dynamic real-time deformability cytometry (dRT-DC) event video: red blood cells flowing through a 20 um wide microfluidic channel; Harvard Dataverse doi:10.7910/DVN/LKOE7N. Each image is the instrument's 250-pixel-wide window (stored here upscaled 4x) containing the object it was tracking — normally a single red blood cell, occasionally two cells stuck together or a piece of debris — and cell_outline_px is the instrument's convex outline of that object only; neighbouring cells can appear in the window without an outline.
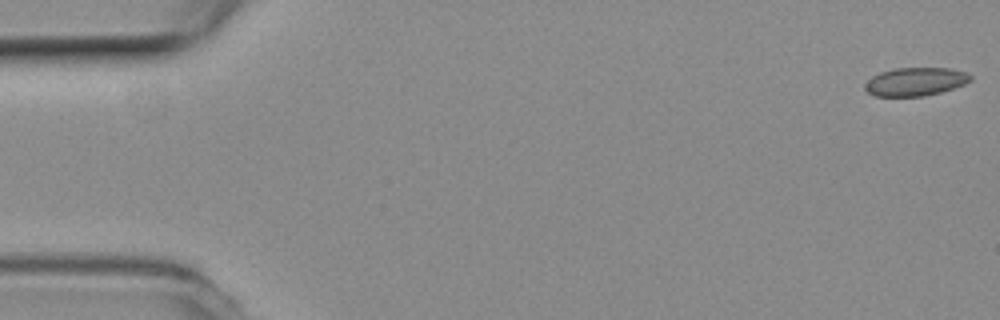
{"species": "common noctule bat (a hibernating species)", "species_latin": "Nyctalus noctula", "temperature_condition": "room temperature", "stored_images_in_passage": 50, "camera_frame_rate_fps": 3000, "um_per_image_px": 0.085, "animal": {"sex": "female", "body_mass_g": 19.3, "forearm_length_mm": 54.1}, "frame": {"image": 1, "passage_image": 1, "time_ms": 0.0, "image_size_px": [1000, 320], "cell_outline_px": [[972, 80], [964, 84], [940, 92], [924, 96], [876, 96], [868, 92], [864, 88], [864, 84], [872, 76], [880, 72], [896, 68], [948, 68], [968, 72], [972, 76]], "centroid_in_image_um": [77.81, 6.93], "position_along_channel_um": 7.2, "area_um2": 17.4}}
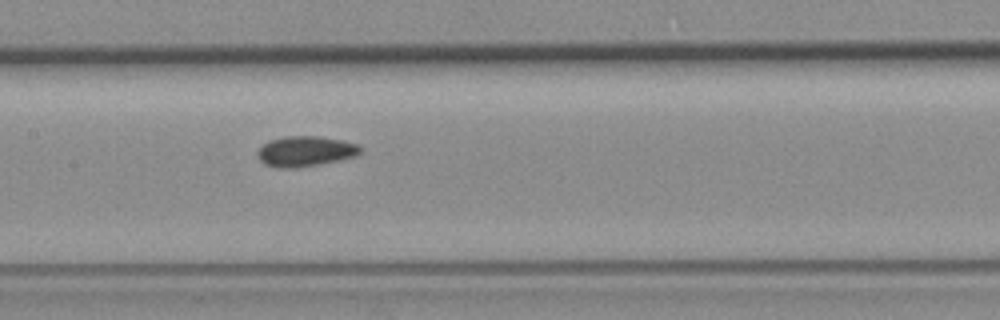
{"frame": {"image": 2, "passage_image": 26, "time_ms": 8.333, "image_size_px": [1000, 320], "cell_outline_px": [[360, 152], [356, 156], [340, 160], [296, 168], [280, 168], [264, 164], [260, 160], [256, 152], [268, 140], [288, 136], [320, 136], [340, 140], [356, 144], [360, 148]], "centroid_in_image_um": [25.92, 12.86], "position_along_channel_um": 181.5, "area_um2": 18.03}}
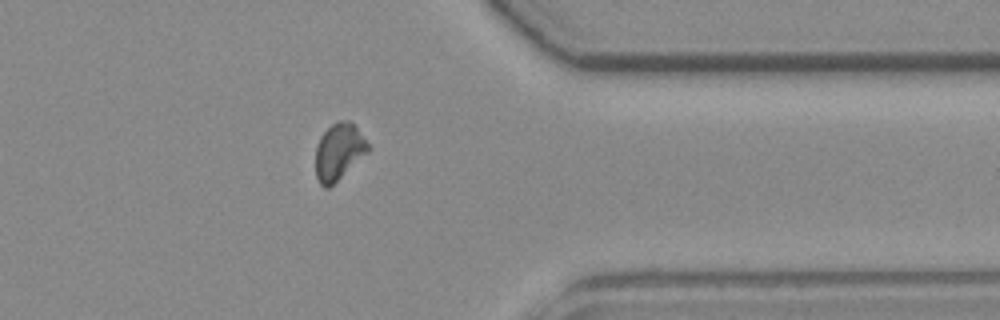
{"frame": {"image": 3, "passage_image": 43, "time_ms": 14.0, "image_size_px": [1000, 320], "cell_outline_px": [[372, 148], [368, 152], [328, 188], [324, 188], [320, 184], [316, 176], [316, 148], [320, 136], [332, 124], [340, 120], [348, 120], [356, 128]], "centroid_in_image_um": [28.79, 12.89], "position_along_channel_um": 382.6, "area_um2": 16.99}}